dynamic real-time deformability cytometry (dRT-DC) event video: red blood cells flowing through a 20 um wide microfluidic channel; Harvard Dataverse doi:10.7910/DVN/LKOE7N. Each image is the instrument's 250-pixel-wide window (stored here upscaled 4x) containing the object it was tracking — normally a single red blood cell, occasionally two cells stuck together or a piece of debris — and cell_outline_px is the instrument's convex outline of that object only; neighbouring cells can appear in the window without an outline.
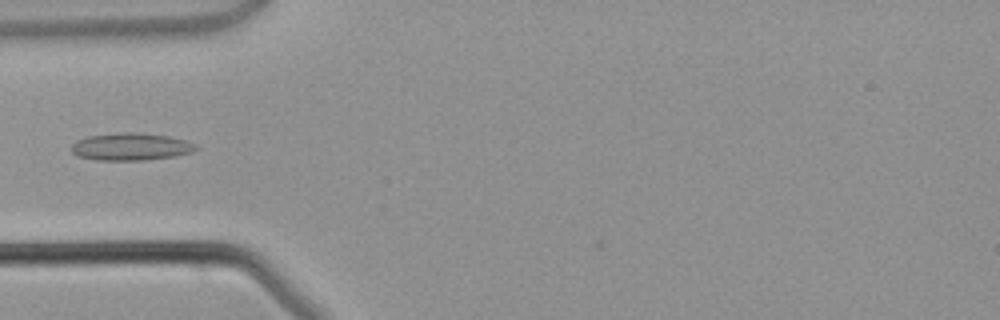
{"species": "common noctule bat (a hibernating species)", "species_latin": "Nyctalus noctula", "temperature_condition": "warm", "stored_images_in_passage": 4, "camera_frame_rate_fps": 3000, "um_per_image_px": 0.085, "animal": {"sex": "male", "body_mass_g": 21.5, "forearm_length_mm": 52.0}, "frame": {"image": 1, "passage_image": 4, "time_ms": 3.667, "image_size_px": [1000, 320], "cell_outline_px": [[200, 148], [192, 152], [172, 156], [144, 160], [96, 160], [76, 156], [72, 152], [72, 144], [76, 140], [88, 136], [124, 132], [136, 132], [168, 136], [184, 140], [196, 144]], "centroid_in_image_um": [11.11, 12.47], "position_along_channel_um": 73.9, "area_um2": 19.83}}